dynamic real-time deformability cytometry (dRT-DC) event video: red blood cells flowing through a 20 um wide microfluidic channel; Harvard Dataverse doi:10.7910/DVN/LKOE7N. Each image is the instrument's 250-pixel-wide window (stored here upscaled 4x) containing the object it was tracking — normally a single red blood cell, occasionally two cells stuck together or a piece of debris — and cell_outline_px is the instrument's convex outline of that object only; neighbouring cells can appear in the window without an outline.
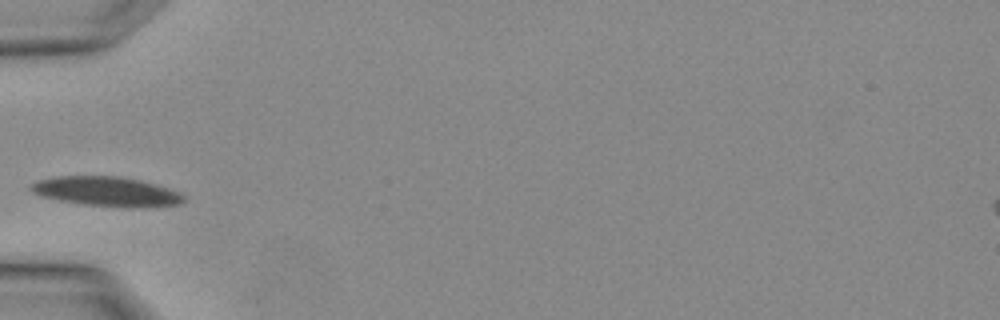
{"species": "Egyptian fruit bat (a non-hibernating species)", "species_latin": "Rousettus aegyptiacus", "temperature_condition": "warm", "stored_images_in_passage": 1, "camera_frame_rate_fps": 3000, "um_per_image_px": 0.085, "animal": {"sex": "female"}, "frame": {"image": 1, "passage_image": 1, "time_ms": 0.0, "image_size_px": [1000, 320], "cell_outline_px": [[184, 200], [180, 204], [144, 208], [120, 208], [84, 204], [60, 200], [44, 196], [32, 192], [28, 188], [32, 184], [40, 180], [56, 176], [120, 176], [140, 180], [156, 184], [168, 188], [184, 196]], "centroid_in_image_um": [9.09, 16.29], "position_along_channel_um": 75.9, "area_um2": 26.36}}